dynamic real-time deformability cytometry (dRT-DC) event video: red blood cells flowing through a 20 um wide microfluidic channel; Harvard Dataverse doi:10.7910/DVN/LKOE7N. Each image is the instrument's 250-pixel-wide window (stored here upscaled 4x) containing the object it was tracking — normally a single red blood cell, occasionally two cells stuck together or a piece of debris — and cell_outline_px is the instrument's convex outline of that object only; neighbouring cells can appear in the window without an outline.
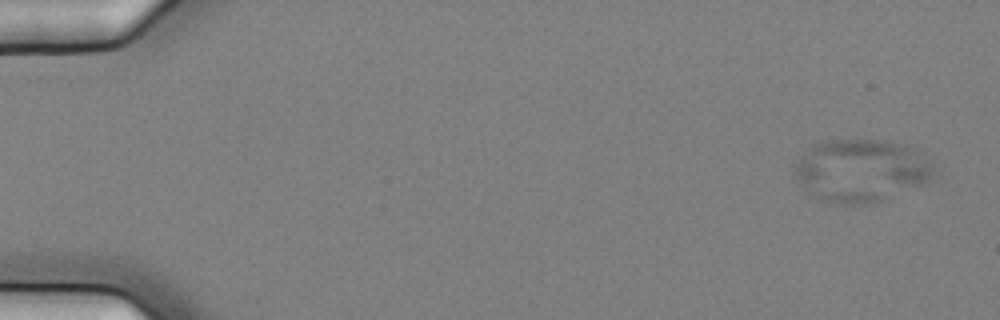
{"species": "common noctule bat (a hibernating species)", "species_latin": "Nyctalus noctula", "temperature_condition": "cold", "stored_images_in_passage": 7, "camera_frame_rate_fps": 3000, "um_per_image_px": 0.085, "animal": {"sex": "female", "body_mass_g": 25.1}, "frame": {"image": 1, "passage_image": 2, "time_ms": 0.333, "image_size_px": [1000, 320], "cell_outline_px": [[932, 176], [924, 184], [880, 200], [856, 204], [840, 204], [820, 200], [808, 196], [796, 176], [796, 164], [800, 156], [812, 144], [832, 140], [880, 140], [912, 148], [932, 168]], "centroid_in_image_um": [73.09, 14.51], "position_along_channel_um": 11.9, "area_um2": 49.71}}
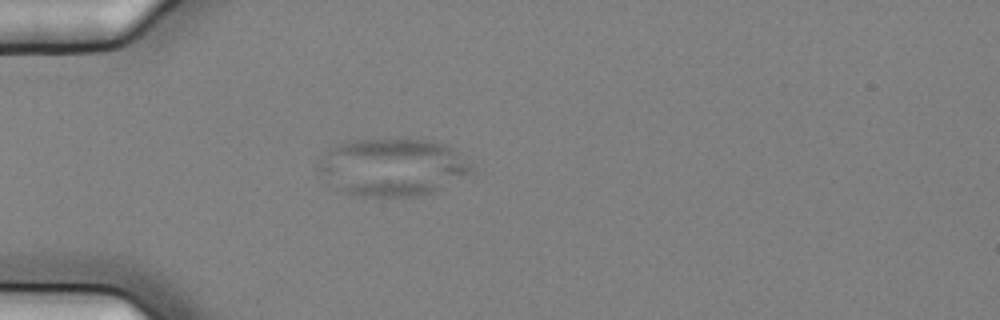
{"frame": {"image": 2, "passage_image": 6, "time_ms": 1.667, "image_size_px": [1000, 320], "cell_outline_px": [[472, 172], [432, 192], [420, 196], [360, 196], [336, 188], [316, 168], [324, 156], [336, 144], [356, 140], [428, 140], [448, 144], [472, 164]], "centroid_in_image_um": [33.39, 14.2], "position_along_channel_um": 51.6, "area_um2": 50.46}}